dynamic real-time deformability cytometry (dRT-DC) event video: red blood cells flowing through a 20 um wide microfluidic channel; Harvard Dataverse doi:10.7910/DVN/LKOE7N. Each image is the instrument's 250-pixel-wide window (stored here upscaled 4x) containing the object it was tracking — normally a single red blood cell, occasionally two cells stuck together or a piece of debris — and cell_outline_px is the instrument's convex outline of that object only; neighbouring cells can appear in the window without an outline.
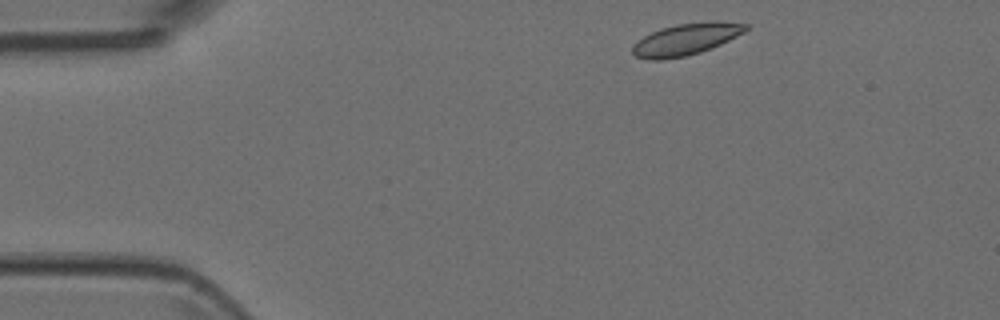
{"species": "Egyptian fruit bat (a non-hibernating species)", "species_latin": "Rousettus aegyptiacus", "temperature_condition": "room temperature", "stored_images_in_passage": 4, "camera_frame_rate_fps": 3000, "um_per_image_px": 0.085, "animal": {"sex": "female"}, "frame": {"image": 1, "passage_image": 1, "time_ms": 0.0, "image_size_px": [1000, 320], "cell_outline_px": [[748, 28], [744, 32], [712, 48], [700, 52], [684, 56], [660, 60], [648, 60], [636, 56], [632, 52], [632, 44], [644, 36], [660, 28], [676, 24], [716, 20], [748, 24]], "centroid_in_image_um": [58.29, 3.33], "position_along_channel_um": 26.7, "area_um2": 20.92}}
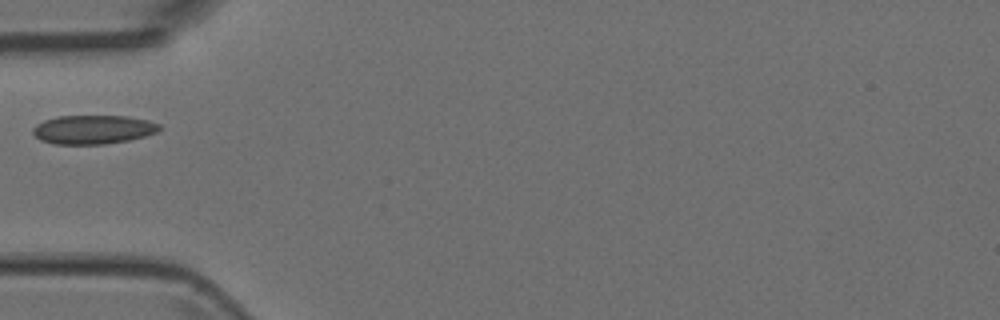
{"frame": {"image": 2, "passage_image": 3, "time_ms": 0.667, "image_size_px": [1000, 320], "cell_outline_px": [[160, 128], [156, 132], [144, 136], [128, 140], [104, 144], [56, 144], [40, 140], [32, 132], [32, 128], [36, 124], [44, 120], [60, 116], [124, 116], [148, 120], [160, 124]], "centroid_in_image_um": [7.89, 11.01], "position_along_channel_um": 77.1, "area_um2": 21.15}}
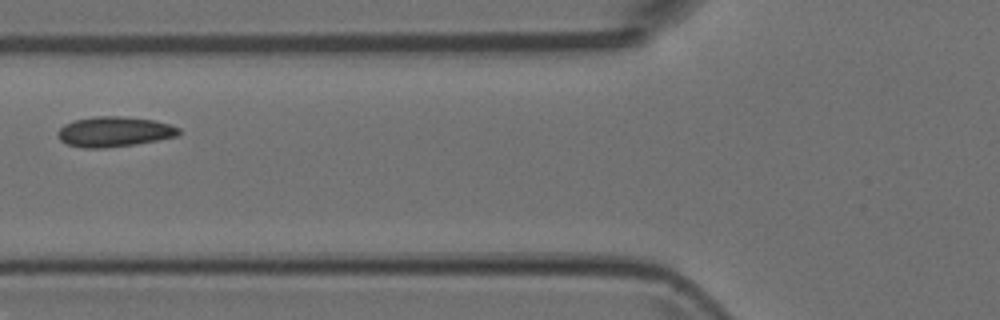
{"frame": {"image": 3, "passage_image": 4, "time_ms": 1.0, "image_size_px": [1000, 320], "cell_outline_px": [[180, 132], [176, 136], [136, 144], [104, 148], [84, 148], [68, 144], [60, 140], [56, 136], [56, 132], [64, 124], [76, 120], [96, 116], [124, 116], [152, 120], [168, 124], [180, 128]], "centroid_in_image_um": [9.67, 11.19], "position_along_channel_um": 116.1, "area_um2": 21.15}}